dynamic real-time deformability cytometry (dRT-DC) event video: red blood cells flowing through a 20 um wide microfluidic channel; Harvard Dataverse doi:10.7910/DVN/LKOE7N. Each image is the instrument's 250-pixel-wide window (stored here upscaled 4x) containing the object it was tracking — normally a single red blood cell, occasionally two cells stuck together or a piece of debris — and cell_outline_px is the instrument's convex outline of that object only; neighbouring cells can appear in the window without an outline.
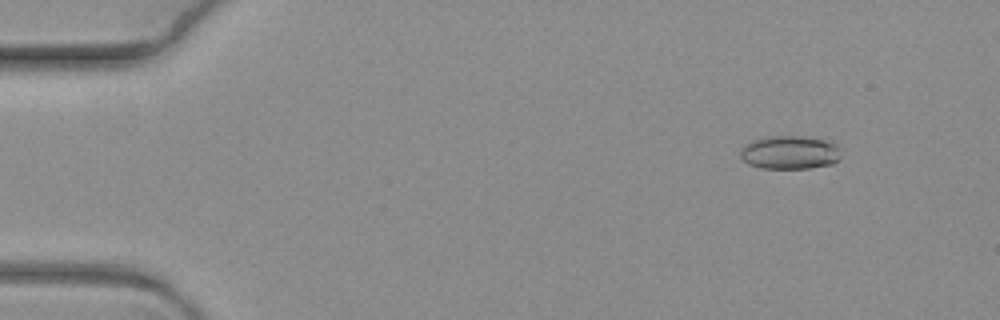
{"species": "common noctule bat (a hibernating species)", "species_latin": "Nyctalus noctula", "temperature_condition": "warm", "stored_images_in_passage": 5, "camera_frame_rate_fps": 3000, "um_per_image_px": 0.085, "animal": {"sex": "female", "body_mass_g": 19.3, "forearm_length_mm": 54.1}, "frame": {"image": 1, "passage_image": 2, "time_ms": 0.333, "image_size_px": [1000, 320], "cell_outline_px": [[836, 160], [832, 164], [808, 168], [760, 168], [748, 164], [740, 156], [740, 148], [744, 144], [752, 140], [768, 136], [800, 136], [824, 140], [836, 144]], "centroid_in_image_um": [67.02, 12.95], "position_along_channel_um": 18.0, "area_um2": 19.31}}
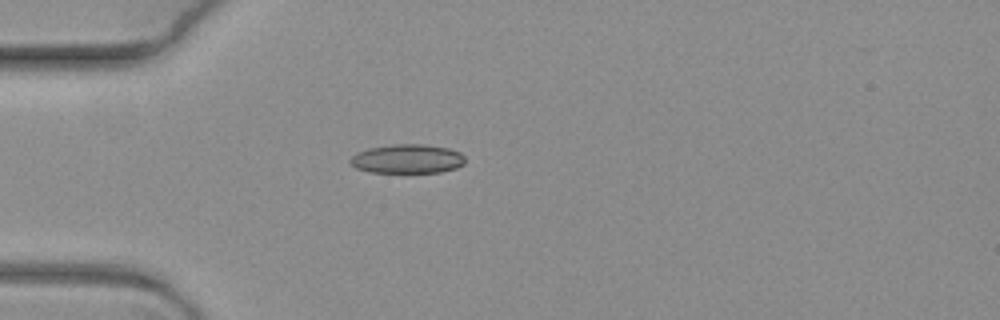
{"frame": {"image": 2, "passage_image": 5, "time_ms": 1.333, "image_size_px": [1000, 320], "cell_outline_px": [[464, 164], [456, 168], [440, 172], [368, 172], [356, 168], [348, 160], [356, 152], [368, 148], [392, 144], [424, 144], [448, 148], [460, 152], [464, 156]], "centroid_in_image_um": [34.61, 13.49], "position_along_channel_um": 50.4, "area_um2": 19.54}}